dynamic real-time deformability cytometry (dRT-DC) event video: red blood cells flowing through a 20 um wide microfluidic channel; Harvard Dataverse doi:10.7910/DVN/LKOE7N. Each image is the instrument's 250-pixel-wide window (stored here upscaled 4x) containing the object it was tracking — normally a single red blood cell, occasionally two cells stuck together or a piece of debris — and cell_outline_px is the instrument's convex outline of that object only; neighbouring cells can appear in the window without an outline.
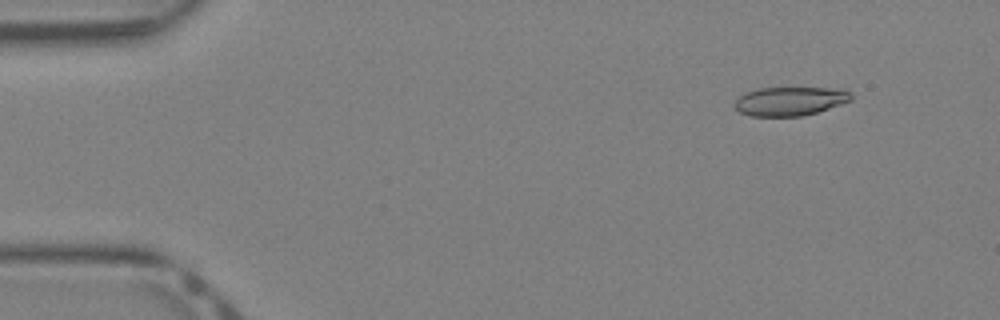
{"species": "Egyptian fruit bat (a non-hibernating species)", "species_latin": "Rousettus aegyptiacus", "temperature_condition": "warm", "stored_images_in_passage": 38, "camera_frame_rate_fps": 3000, "um_per_image_px": 0.085, "animal": {"sex": "female"}, "frame": {"image": 1, "passage_image": 2, "time_ms": 0.333, "image_size_px": [1000, 320], "cell_outline_px": [[852, 100], [804, 116], [748, 116], [740, 112], [732, 104], [744, 92], [760, 88], [844, 88], [852, 92]], "centroid_in_image_um": [67.15, 8.59], "position_along_channel_um": 17.8, "area_um2": 19.71}}
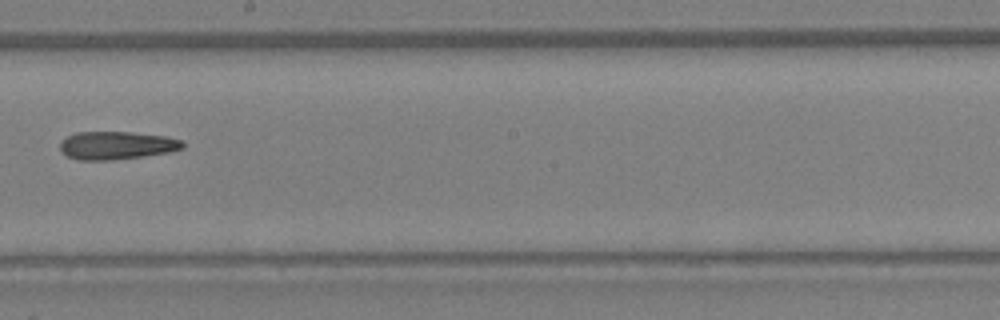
{"frame": {"image": 2, "passage_image": 21, "time_ms": 6.667, "image_size_px": [1000, 320], "cell_outline_px": [[184, 148], [168, 152], [144, 156], [112, 160], [80, 160], [68, 156], [60, 148], [60, 144], [68, 136], [76, 132], [132, 132], [164, 136], [184, 140]], "centroid_in_image_um": [9.96, 12.35], "position_along_channel_um": 238.2, "area_um2": 19.88}}
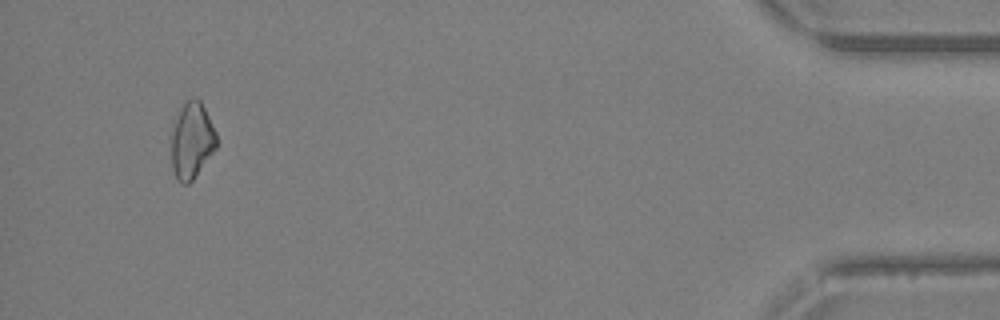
{"frame": {"image": 3, "passage_image": 36, "time_ms": 11.667, "image_size_px": [1000, 320], "cell_outline_px": [[216, 148], [192, 180], [188, 184], [180, 184], [176, 180], [172, 172], [168, 136], [180, 108], [184, 100], [192, 96], [196, 96], [200, 100], [216, 132]], "centroid_in_image_um": [16.22, 11.94], "position_along_channel_um": 419.0, "area_um2": 20.87}}